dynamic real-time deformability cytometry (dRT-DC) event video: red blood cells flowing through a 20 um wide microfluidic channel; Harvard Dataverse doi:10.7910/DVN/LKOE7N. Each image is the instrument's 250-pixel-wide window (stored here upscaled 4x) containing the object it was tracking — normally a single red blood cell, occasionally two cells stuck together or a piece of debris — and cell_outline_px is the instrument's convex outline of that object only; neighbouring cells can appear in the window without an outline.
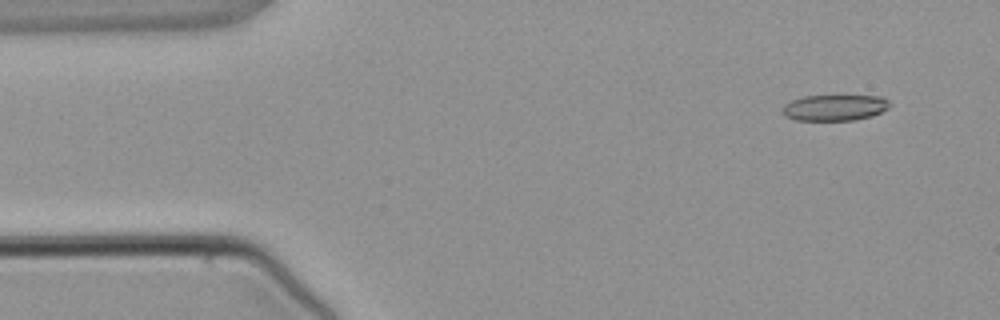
{"species": "common noctule bat (a hibernating species)", "species_latin": "Nyctalus noctula", "temperature_condition": "warm", "stored_images_in_passage": 3, "camera_frame_rate_fps": 3000, "um_per_image_px": 0.085, "animal": {"sex": "male", "body_mass_g": 21.5, "forearm_length_mm": 52.0}, "frame": {"image": 1, "passage_image": 3, "time_ms": 3.333, "image_size_px": [1000, 320], "cell_outline_px": [[892, 104], [888, 108], [872, 116], [856, 120], [796, 120], [784, 116], [780, 108], [784, 104], [792, 100], [804, 96], [884, 96]], "centroid_in_image_um": [70.94, 9.15], "position_along_channel_um": 14.1, "area_um2": 16.42}}